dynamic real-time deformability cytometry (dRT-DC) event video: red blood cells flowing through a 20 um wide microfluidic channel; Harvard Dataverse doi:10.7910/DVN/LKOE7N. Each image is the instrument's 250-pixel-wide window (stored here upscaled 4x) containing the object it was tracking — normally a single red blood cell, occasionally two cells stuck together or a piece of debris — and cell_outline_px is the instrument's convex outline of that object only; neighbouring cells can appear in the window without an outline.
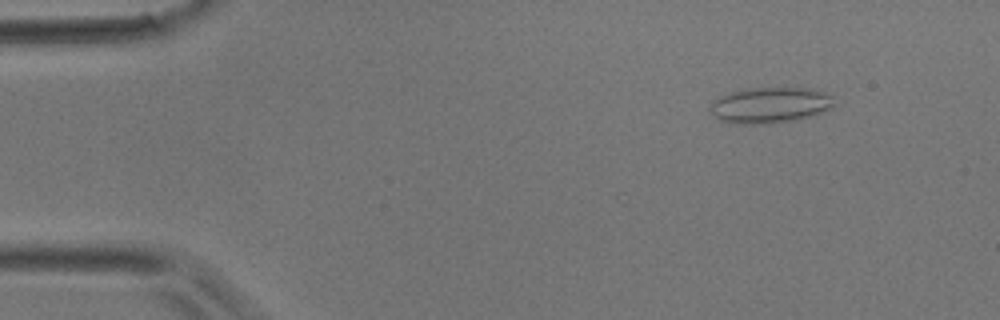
{"species": "common noctule bat (a hibernating species)", "species_latin": "Nyctalus noctula", "temperature_condition": "room temperature", "stored_images_in_passage": 4, "camera_frame_rate_fps": 3000, "um_per_image_px": 0.085, "animal": {"sex": "male", "body_mass_g": 17.9}, "frame": {"image": 1, "passage_image": 2, "time_ms": 0.333, "image_size_px": [1000, 320], "cell_outline_px": [[832, 108], [824, 112], [812, 116], [792, 120], [764, 124], [736, 124], [720, 120], [708, 108], [712, 100], [720, 96], [732, 92], [748, 88], [808, 88], [824, 92], [832, 96]], "centroid_in_image_um": [65.44, 8.94], "position_along_channel_um": 19.6, "area_um2": 25.84}}